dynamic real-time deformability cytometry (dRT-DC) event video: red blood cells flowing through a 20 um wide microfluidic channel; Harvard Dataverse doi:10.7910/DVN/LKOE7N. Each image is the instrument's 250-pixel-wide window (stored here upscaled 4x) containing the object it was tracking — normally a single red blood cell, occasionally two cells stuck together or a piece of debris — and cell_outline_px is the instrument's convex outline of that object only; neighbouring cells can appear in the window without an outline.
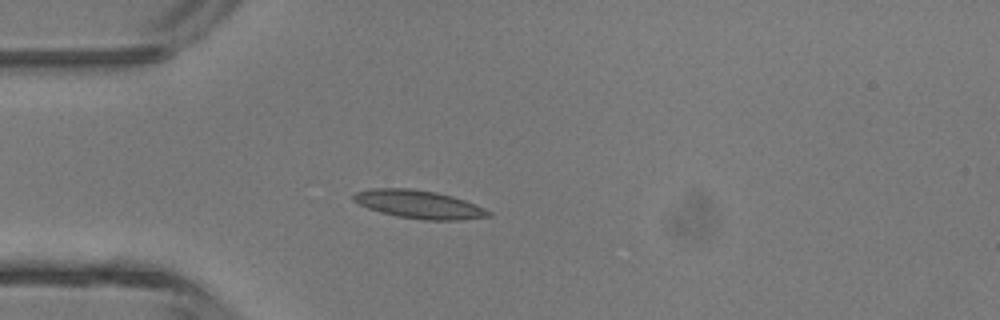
{"species": "common noctule bat (a hibernating species)", "species_latin": "Nyctalus noctula", "temperature_condition": "room temperature", "stored_images_in_passage": 3, "camera_frame_rate_fps": 3000, "um_per_image_px": 0.085, "animal": {"sex": "male", "body_mass_g": 13.3}, "frame": {"image": 1, "passage_image": 3, "time_ms": 3.0, "image_size_px": [1000, 320], "cell_outline_px": [[492, 216], [460, 220], [424, 220], [396, 216], [380, 212], [368, 208], [352, 200], [352, 196], [356, 192], [372, 188], [408, 188], [436, 192], [452, 196], [476, 204], [492, 212]], "centroid_in_image_um": [35.62, 17.37], "position_along_channel_um": 49.4, "area_um2": 22.2}}